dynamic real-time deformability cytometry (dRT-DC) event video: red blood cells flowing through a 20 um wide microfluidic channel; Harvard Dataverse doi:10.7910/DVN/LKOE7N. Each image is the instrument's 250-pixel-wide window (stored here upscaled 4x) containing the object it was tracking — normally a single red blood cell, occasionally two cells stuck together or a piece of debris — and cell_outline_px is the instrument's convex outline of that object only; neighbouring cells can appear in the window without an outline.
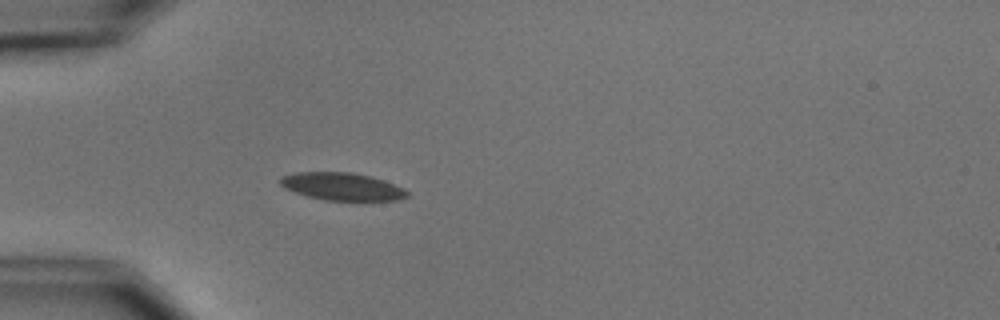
{"species": "common noctule bat (a hibernating species)", "species_latin": "Nyctalus noctula", "temperature_condition": "cold", "stored_images_in_passage": 3, "camera_frame_rate_fps": 3000, "um_per_image_px": 0.085, "animal": {"sex": "male", "body_mass_g": 15.6}, "frame": {"image": 1, "passage_image": 3, "time_ms": 3.333, "image_size_px": [1000, 320], "cell_outline_px": [[408, 196], [400, 200], [364, 204], [324, 200], [308, 196], [284, 188], [280, 184], [280, 176], [296, 172], [352, 172], [372, 176], [384, 180], [404, 188], [408, 192]], "centroid_in_image_um": [29.17, 15.91], "position_along_channel_um": 55.8, "area_um2": 21.56}}